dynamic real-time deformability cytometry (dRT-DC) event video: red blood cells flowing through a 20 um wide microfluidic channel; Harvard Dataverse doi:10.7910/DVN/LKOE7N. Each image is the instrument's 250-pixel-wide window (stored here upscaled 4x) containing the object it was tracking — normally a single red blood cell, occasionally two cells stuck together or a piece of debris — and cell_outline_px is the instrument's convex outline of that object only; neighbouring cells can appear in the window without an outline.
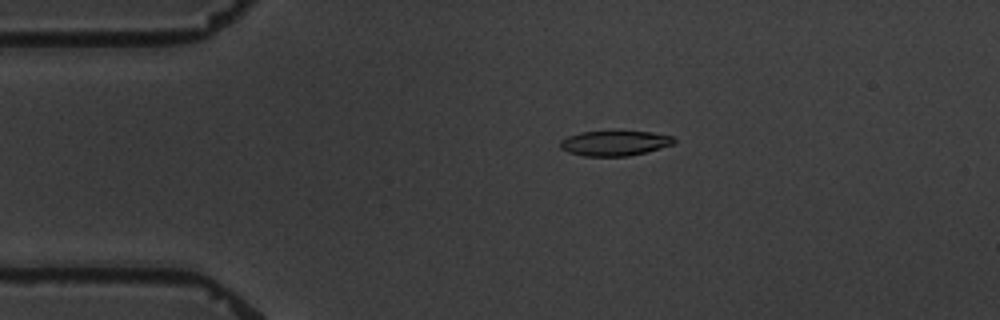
{"species": "common noctule bat (a hibernating species)", "species_latin": "Nyctalus noctula", "temperature_condition": "warm", "stored_images_in_passage": 4, "camera_frame_rate_fps": 3000, "um_per_image_px": 0.085, "animal": {"sex": "male", "body_mass_g": 19.5, "forearm_length_mm": 54.6}, "frame": {"image": 1, "passage_image": 2, "time_ms": 1.333, "image_size_px": [1000, 320], "cell_outline_px": [[676, 140], [672, 144], [660, 148], [628, 156], [584, 156], [568, 152], [560, 148], [560, 140], [568, 136], [580, 132], [616, 128], [620, 128], [652, 132], [672, 136]], "centroid_in_image_um": [52.23, 12.11], "position_along_channel_um": 32.8, "area_um2": 17.46}}
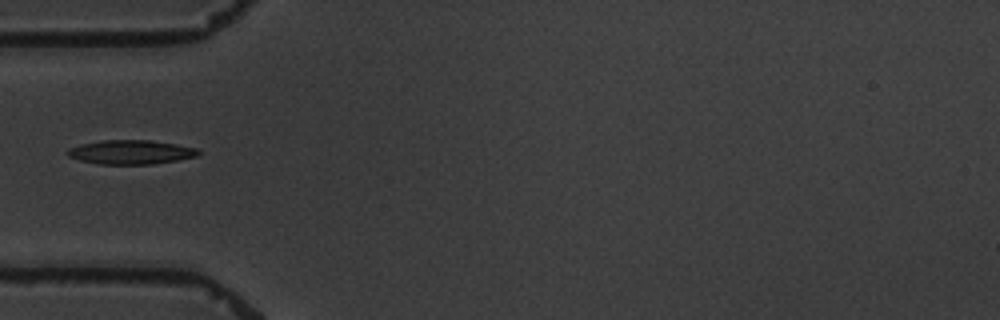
{"frame": {"image": 2, "passage_image": 4, "time_ms": 3.667, "image_size_px": [1000, 320], "cell_outline_px": [[200, 152], [196, 156], [176, 160], [152, 164], [100, 164], [80, 160], [68, 156], [64, 152], [68, 148], [80, 144], [104, 140], [152, 140], [176, 144], [196, 148]], "centroid_in_image_um": [11.08, 12.92], "position_along_channel_um": 73.9, "area_um2": 18.32}}